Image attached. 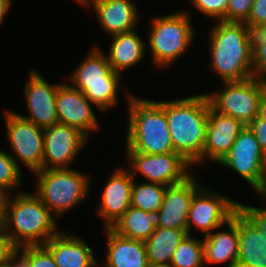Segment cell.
Here are the masks:
<instances>
[{
  "label": "cell",
  "instance_id": "6da1fadb",
  "mask_svg": "<svg viewBox=\"0 0 266 267\" xmlns=\"http://www.w3.org/2000/svg\"><path fill=\"white\" fill-rule=\"evenodd\" d=\"M55 215L32 192H17L2 199L1 228L18 247L44 245L58 234Z\"/></svg>",
  "mask_w": 266,
  "mask_h": 267
},
{
  "label": "cell",
  "instance_id": "7a4b0ae2",
  "mask_svg": "<svg viewBox=\"0 0 266 267\" xmlns=\"http://www.w3.org/2000/svg\"><path fill=\"white\" fill-rule=\"evenodd\" d=\"M209 106L206 94L164 101L174 151L193 167L202 163Z\"/></svg>",
  "mask_w": 266,
  "mask_h": 267
},
{
  "label": "cell",
  "instance_id": "3957f363",
  "mask_svg": "<svg viewBox=\"0 0 266 267\" xmlns=\"http://www.w3.org/2000/svg\"><path fill=\"white\" fill-rule=\"evenodd\" d=\"M212 28L209 35L211 68L224 82L254 77L251 29L245 23L224 21H218Z\"/></svg>",
  "mask_w": 266,
  "mask_h": 267
},
{
  "label": "cell",
  "instance_id": "277c9868",
  "mask_svg": "<svg viewBox=\"0 0 266 267\" xmlns=\"http://www.w3.org/2000/svg\"><path fill=\"white\" fill-rule=\"evenodd\" d=\"M126 91L128 124L126 152L165 154L175 152L164 101L137 98Z\"/></svg>",
  "mask_w": 266,
  "mask_h": 267
},
{
  "label": "cell",
  "instance_id": "5b68a950",
  "mask_svg": "<svg viewBox=\"0 0 266 267\" xmlns=\"http://www.w3.org/2000/svg\"><path fill=\"white\" fill-rule=\"evenodd\" d=\"M93 47L87 57L68 75L66 81L84 93L85 97L101 111L109 110L118 102L122 74L114 72L106 54Z\"/></svg>",
  "mask_w": 266,
  "mask_h": 267
},
{
  "label": "cell",
  "instance_id": "8992f818",
  "mask_svg": "<svg viewBox=\"0 0 266 267\" xmlns=\"http://www.w3.org/2000/svg\"><path fill=\"white\" fill-rule=\"evenodd\" d=\"M190 13L178 10L168 15L153 17L148 32V47L153 66L169 68L176 58L187 52L196 35Z\"/></svg>",
  "mask_w": 266,
  "mask_h": 267
},
{
  "label": "cell",
  "instance_id": "52a82bcc",
  "mask_svg": "<svg viewBox=\"0 0 266 267\" xmlns=\"http://www.w3.org/2000/svg\"><path fill=\"white\" fill-rule=\"evenodd\" d=\"M35 176V194L57 218L83 202L90 193V177L78 170H40Z\"/></svg>",
  "mask_w": 266,
  "mask_h": 267
},
{
  "label": "cell",
  "instance_id": "ba28073f",
  "mask_svg": "<svg viewBox=\"0 0 266 267\" xmlns=\"http://www.w3.org/2000/svg\"><path fill=\"white\" fill-rule=\"evenodd\" d=\"M224 84V89L206 93L210 105L216 111L234 117L248 126L258 116L260 98L266 88V78L254 76Z\"/></svg>",
  "mask_w": 266,
  "mask_h": 267
},
{
  "label": "cell",
  "instance_id": "9c48e42d",
  "mask_svg": "<svg viewBox=\"0 0 266 267\" xmlns=\"http://www.w3.org/2000/svg\"><path fill=\"white\" fill-rule=\"evenodd\" d=\"M131 169H128L133 178L142 174L147 182L159 183L165 186L177 185L189 178L193 166L180 154L171 152L165 154H143L138 152H125ZM190 169V170H189Z\"/></svg>",
  "mask_w": 266,
  "mask_h": 267
},
{
  "label": "cell",
  "instance_id": "30bf717a",
  "mask_svg": "<svg viewBox=\"0 0 266 267\" xmlns=\"http://www.w3.org/2000/svg\"><path fill=\"white\" fill-rule=\"evenodd\" d=\"M8 141L15 154L11 155L21 168L22 162L31 172L42 170L44 129L25 120L16 112L5 110ZM16 157V158H15ZM19 160V161H18Z\"/></svg>",
  "mask_w": 266,
  "mask_h": 267
},
{
  "label": "cell",
  "instance_id": "8fae6325",
  "mask_svg": "<svg viewBox=\"0 0 266 267\" xmlns=\"http://www.w3.org/2000/svg\"><path fill=\"white\" fill-rule=\"evenodd\" d=\"M235 171L257 192L265 176L266 155L248 126L239 133L231 150L218 163Z\"/></svg>",
  "mask_w": 266,
  "mask_h": 267
},
{
  "label": "cell",
  "instance_id": "7c38bea8",
  "mask_svg": "<svg viewBox=\"0 0 266 267\" xmlns=\"http://www.w3.org/2000/svg\"><path fill=\"white\" fill-rule=\"evenodd\" d=\"M238 202L204 185L194 194L187 217V234L192 225L197 227L204 237L212 230L221 228L237 212Z\"/></svg>",
  "mask_w": 266,
  "mask_h": 267
},
{
  "label": "cell",
  "instance_id": "4fadbf2b",
  "mask_svg": "<svg viewBox=\"0 0 266 267\" xmlns=\"http://www.w3.org/2000/svg\"><path fill=\"white\" fill-rule=\"evenodd\" d=\"M89 138L79 129L56 123L44 129L42 170L70 168Z\"/></svg>",
  "mask_w": 266,
  "mask_h": 267
},
{
  "label": "cell",
  "instance_id": "5bb4252c",
  "mask_svg": "<svg viewBox=\"0 0 266 267\" xmlns=\"http://www.w3.org/2000/svg\"><path fill=\"white\" fill-rule=\"evenodd\" d=\"M59 85L47 82L36 70L31 69L24 88L30 113L28 116L17 114L42 129L59 123L56 109Z\"/></svg>",
  "mask_w": 266,
  "mask_h": 267
},
{
  "label": "cell",
  "instance_id": "9a60e30c",
  "mask_svg": "<svg viewBox=\"0 0 266 267\" xmlns=\"http://www.w3.org/2000/svg\"><path fill=\"white\" fill-rule=\"evenodd\" d=\"M91 105L83 92L69 83H60L56 99L59 123L77 128L89 138L91 131L100 127Z\"/></svg>",
  "mask_w": 266,
  "mask_h": 267
},
{
  "label": "cell",
  "instance_id": "2e32d148",
  "mask_svg": "<svg viewBox=\"0 0 266 267\" xmlns=\"http://www.w3.org/2000/svg\"><path fill=\"white\" fill-rule=\"evenodd\" d=\"M195 178L192 174L180 184L167 186L162 206L155 214L156 227L187 230V217L193 196L203 186Z\"/></svg>",
  "mask_w": 266,
  "mask_h": 267
},
{
  "label": "cell",
  "instance_id": "e0dca14e",
  "mask_svg": "<svg viewBox=\"0 0 266 267\" xmlns=\"http://www.w3.org/2000/svg\"><path fill=\"white\" fill-rule=\"evenodd\" d=\"M245 125L234 117L225 115L209 106L206 140L202 151V164L205 160L218 164L231 150Z\"/></svg>",
  "mask_w": 266,
  "mask_h": 267
},
{
  "label": "cell",
  "instance_id": "ac0fdd59",
  "mask_svg": "<svg viewBox=\"0 0 266 267\" xmlns=\"http://www.w3.org/2000/svg\"><path fill=\"white\" fill-rule=\"evenodd\" d=\"M123 168L114 169L116 171L109 176L101 194V203L97 212L104 220L105 228H111L131 206L134 178L131 172L127 171L128 167Z\"/></svg>",
  "mask_w": 266,
  "mask_h": 267
},
{
  "label": "cell",
  "instance_id": "d6986e66",
  "mask_svg": "<svg viewBox=\"0 0 266 267\" xmlns=\"http://www.w3.org/2000/svg\"><path fill=\"white\" fill-rule=\"evenodd\" d=\"M63 230L44 246L51 252L58 267H100L99 262L82 238Z\"/></svg>",
  "mask_w": 266,
  "mask_h": 267
},
{
  "label": "cell",
  "instance_id": "ffe728a7",
  "mask_svg": "<svg viewBox=\"0 0 266 267\" xmlns=\"http://www.w3.org/2000/svg\"><path fill=\"white\" fill-rule=\"evenodd\" d=\"M92 8L101 28L110 36L135 30L141 17L132 0H102Z\"/></svg>",
  "mask_w": 266,
  "mask_h": 267
},
{
  "label": "cell",
  "instance_id": "44dd1931",
  "mask_svg": "<svg viewBox=\"0 0 266 267\" xmlns=\"http://www.w3.org/2000/svg\"><path fill=\"white\" fill-rule=\"evenodd\" d=\"M229 231H212L203 239L204 262L237 267L239 252L238 211L226 223ZM214 232V233H213Z\"/></svg>",
  "mask_w": 266,
  "mask_h": 267
},
{
  "label": "cell",
  "instance_id": "7402d4cb",
  "mask_svg": "<svg viewBox=\"0 0 266 267\" xmlns=\"http://www.w3.org/2000/svg\"><path fill=\"white\" fill-rule=\"evenodd\" d=\"M107 233V255L102 267H149L145 241L123 237L111 228Z\"/></svg>",
  "mask_w": 266,
  "mask_h": 267
},
{
  "label": "cell",
  "instance_id": "603a6c76",
  "mask_svg": "<svg viewBox=\"0 0 266 267\" xmlns=\"http://www.w3.org/2000/svg\"><path fill=\"white\" fill-rule=\"evenodd\" d=\"M112 43L106 55L114 72L122 74L124 70L136 66L145 57L147 43L135 30L111 37Z\"/></svg>",
  "mask_w": 266,
  "mask_h": 267
},
{
  "label": "cell",
  "instance_id": "cb8c5ba5",
  "mask_svg": "<svg viewBox=\"0 0 266 267\" xmlns=\"http://www.w3.org/2000/svg\"><path fill=\"white\" fill-rule=\"evenodd\" d=\"M237 267H266V239L238 212Z\"/></svg>",
  "mask_w": 266,
  "mask_h": 267
},
{
  "label": "cell",
  "instance_id": "d4e9b609",
  "mask_svg": "<svg viewBox=\"0 0 266 267\" xmlns=\"http://www.w3.org/2000/svg\"><path fill=\"white\" fill-rule=\"evenodd\" d=\"M187 235V230L159 228L145 241L150 264H170L180 242Z\"/></svg>",
  "mask_w": 266,
  "mask_h": 267
},
{
  "label": "cell",
  "instance_id": "484cf974",
  "mask_svg": "<svg viewBox=\"0 0 266 267\" xmlns=\"http://www.w3.org/2000/svg\"><path fill=\"white\" fill-rule=\"evenodd\" d=\"M111 229L123 237L146 241L156 229V216L130 206Z\"/></svg>",
  "mask_w": 266,
  "mask_h": 267
},
{
  "label": "cell",
  "instance_id": "4316f807",
  "mask_svg": "<svg viewBox=\"0 0 266 267\" xmlns=\"http://www.w3.org/2000/svg\"><path fill=\"white\" fill-rule=\"evenodd\" d=\"M167 186L159 183H136L134 180L131 189V206L146 212L156 214L162 206Z\"/></svg>",
  "mask_w": 266,
  "mask_h": 267
},
{
  "label": "cell",
  "instance_id": "83f0119b",
  "mask_svg": "<svg viewBox=\"0 0 266 267\" xmlns=\"http://www.w3.org/2000/svg\"><path fill=\"white\" fill-rule=\"evenodd\" d=\"M204 263L203 240L187 234L176 248L170 265L172 267H203Z\"/></svg>",
  "mask_w": 266,
  "mask_h": 267
},
{
  "label": "cell",
  "instance_id": "f1b7e54d",
  "mask_svg": "<svg viewBox=\"0 0 266 267\" xmlns=\"http://www.w3.org/2000/svg\"><path fill=\"white\" fill-rule=\"evenodd\" d=\"M22 172L11 154L0 150V195L2 197L11 195V190H16L21 185Z\"/></svg>",
  "mask_w": 266,
  "mask_h": 267
},
{
  "label": "cell",
  "instance_id": "f546056e",
  "mask_svg": "<svg viewBox=\"0 0 266 267\" xmlns=\"http://www.w3.org/2000/svg\"><path fill=\"white\" fill-rule=\"evenodd\" d=\"M252 65L256 77L266 78V30L252 32Z\"/></svg>",
  "mask_w": 266,
  "mask_h": 267
},
{
  "label": "cell",
  "instance_id": "4dcf8cb0",
  "mask_svg": "<svg viewBox=\"0 0 266 267\" xmlns=\"http://www.w3.org/2000/svg\"><path fill=\"white\" fill-rule=\"evenodd\" d=\"M18 252L31 267H58L51 252L44 245L24 246L18 248Z\"/></svg>",
  "mask_w": 266,
  "mask_h": 267
},
{
  "label": "cell",
  "instance_id": "1f68e13d",
  "mask_svg": "<svg viewBox=\"0 0 266 267\" xmlns=\"http://www.w3.org/2000/svg\"><path fill=\"white\" fill-rule=\"evenodd\" d=\"M191 6L212 20L226 22L229 0H190Z\"/></svg>",
  "mask_w": 266,
  "mask_h": 267
},
{
  "label": "cell",
  "instance_id": "d6a6232c",
  "mask_svg": "<svg viewBox=\"0 0 266 267\" xmlns=\"http://www.w3.org/2000/svg\"><path fill=\"white\" fill-rule=\"evenodd\" d=\"M237 211L266 239V208L238 202Z\"/></svg>",
  "mask_w": 266,
  "mask_h": 267
},
{
  "label": "cell",
  "instance_id": "836d02e7",
  "mask_svg": "<svg viewBox=\"0 0 266 267\" xmlns=\"http://www.w3.org/2000/svg\"><path fill=\"white\" fill-rule=\"evenodd\" d=\"M254 0H229L226 22L244 23L251 11Z\"/></svg>",
  "mask_w": 266,
  "mask_h": 267
},
{
  "label": "cell",
  "instance_id": "e575fe53",
  "mask_svg": "<svg viewBox=\"0 0 266 267\" xmlns=\"http://www.w3.org/2000/svg\"><path fill=\"white\" fill-rule=\"evenodd\" d=\"M244 23L252 32L266 26V0H254L250 15Z\"/></svg>",
  "mask_w": 266,
  "mask_h": 267
},
{
  "label": "cell",
  "instance_id": "d590c367",
  "mask_svg": "<svg viewBox=\"0 0 266 267\" xmlns=\"http://www.w3.org/2000/svg\"><path fill=\"white\" fill-rule=\"evenodd\" d=\"M17 252L18 247L11 237L0 228V266L8 263Z\"/></svg>",
  "mask_w": 266,
  "mask_h": 267
},
{
  "label": "cell",
  "instance_id": "8d00e7d4",
  "mask_svg": "<svg viewBox=\"0 0 266 267\" xmlns=\"http://www.w3.org/2000/svg\"><path fill=\"white\" fill-rule=\"evenodd\" d=\"M266 155V121L258 116L248 125Z\"/></svg>",
  "mask_w": 266,
  "mask_h": 267
},
{
  "label": "cell",
  "instance_id": "74e56055",
  "mask_svg": "<svg viewBox=\"0 0 266 267\" xmlns=\"http://www.w3.org/2000/svg\"><path fill=\"white\" fill-rule=\"evenodd\" d=\"M12 0H0V24H2L4 21L6 14L10 11V8L12 6Z\"/></svg>",
  "mask_w": 266,
  "mask_h": 267
},
{
  "label": "cell",
  "instance_id": "f35d334b",
  "mask_svg": "<svg viewBox=\"0 0 266 267\" xmlns=\"http://www.w3.org/2000/svg\"><path fill=\"white\" fill-rule=\"evenodd\" d=\"M258 117L266 121V88L263 90L260 98Z\"/></svg>",
  "mask_w": 266,
  "mask_h": 267
},
{
  "label": "cell",
  "instance_id": "ab89813d",
  "mask_svg": "<svg viewBox=\"0 0 266 267\" xmlns=\"http://www.w3.org/2000/svg\"><path fill=\"white\" fill-rule=\"evenodd\" d=\"M14 266L15 267H31L30 263L19 252H17L14 255Z\"/></svg>",
  "mask_w": 266,
  "mask_h": 267
},
{
  "label": "cell",
  "instance_id": "60d3db41",
  "mask_svg": "<svg viewBox=\"0 0 266 267\" xmlns=\"http://www.w3.org/2000/svg\"><path fill=\"white\" fill-rule=\"evenodd\" d=\"M75 1H77V3H79L81 6L83 5V7L91 8V6H93L95 3L100 2L102 0H75Z\"/></svg>",
  "mask_w": 266,
  "mask_h": 267
},
{
  "label": "cell",
  "instance_id": "b9f144b4",
  "mask_svg": "<svg viewBox=\"0 0 266 267\" xmlns=\"http://www.w3.org/2000/svg\"><path fill=\"white\" fill-rule=\"evenodd\" d=\"M257 192L262 196L263 199L266 200V167H265V176H264L263 184Z\"/></svg>",
  "mask_w": 266,
  "mask_h": 267
},
{
  "label": "cell",
  "instance_id": "7bdbcfd3",
  "mask_svg": "<svg viewBox=\"0 0 266 267\" xmlns=\"http://www.w3.org/2000/svg\"><path fill=\"white\" fill-rule=\"evenodd\" d=\"M0 267H15L14 266V256L11 258V260L8 263H5L1 265Z\"/></svg>",
  "mask_w": 266,
  "mask_h": 267
},
{
  "label": "cell",
  "instance_id": "ee69618b",
  "mask_svg": "<svg viewBox=\"0 0 266 267\" xmlns=\"http://www.w3.org/2000/svg\"><path fill=\"white\" fill-rule=\"evenodd\" d=\"M149 267H172L170 264H150Z\"/></svg>",
  "mask_w": 266,
  "mask_h": 267
},
{
  "label": "cell",
  "instance_id": "f6af8a7d",
  "mask_svg": "<svg viewBox=\"0 0 266 267\" xmlns=\"http://www.w3.org/2000/svg\"><path fill=\"white\" fill-rule=\"evenodd\" d=\"M2 199L3 197L0 195V228H1V218H2Z\"/></svg>",
  "mask_w": 266,
  "mask_h": 267
}]
</instances>
